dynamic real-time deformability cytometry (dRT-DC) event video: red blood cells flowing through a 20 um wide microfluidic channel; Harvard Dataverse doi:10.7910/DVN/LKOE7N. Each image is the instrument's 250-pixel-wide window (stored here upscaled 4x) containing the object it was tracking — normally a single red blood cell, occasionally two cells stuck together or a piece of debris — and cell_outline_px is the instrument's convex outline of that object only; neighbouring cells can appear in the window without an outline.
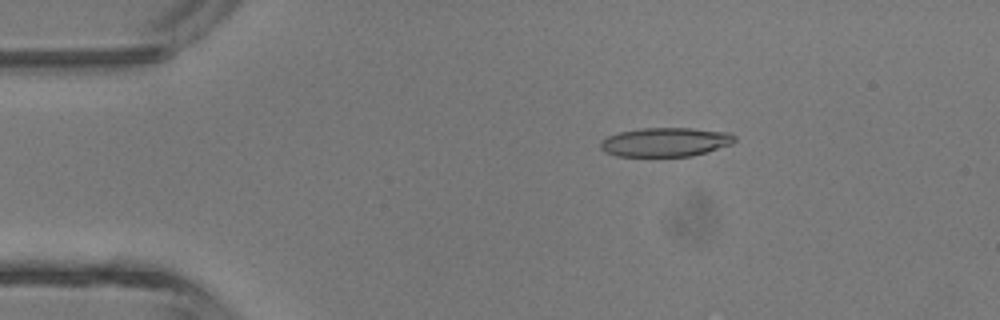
{"species": "common noctule bat (a hibernating species)", "species_latin": "Nyctalus noctula", "temperature_condition": "room temperature", "stored_images_in_passage": 3, "camera_frame_rate_fps": 3000, "um_per_image_px": 0.085, "animal": {"sex": "male", "body_mass_g": 13.3}, "frame": {"image": 1, "passage_image": 1, "time_ms": 0.0, "image_size_px": [1000, 320], "cell_outline_px": [[736, 140], [732, 144], [692, 156], [616, 156], [604, 152], [600, 148], [600, 140], [608, 136], [620, 132], [644, 128], [692, 128], [732, 132], [736, 136]], "centroid_in_image_um": [56.58, 12.07], "position_along_channel_um": 28.4, "area_um2": 22.83}}
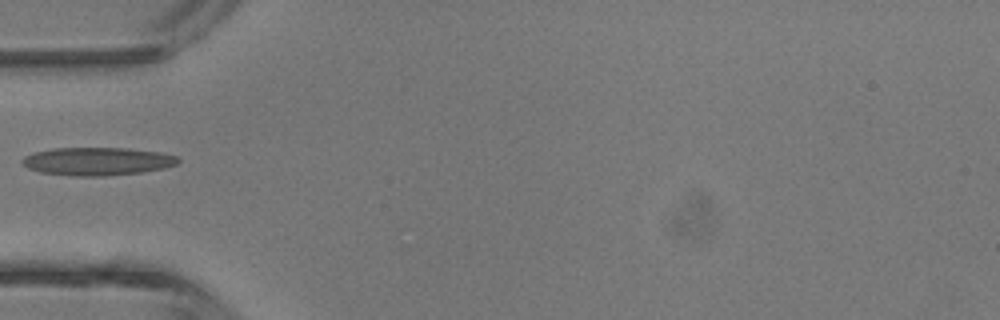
{"frame": {"image": 2, "passage_image": 3, "time_ms": 2.333, "image_size_px": [1000, 320], "cell_outline_px": [[180, 160], [176, 164], [164, 168], [140, 172], [104, 176], [72, 176], [40, 172], [28, 168], [20, 160], [24, 156], [36, 152], [52, 148], [128, 148], [160, 152], [176, 156]], "centroid_in_image_um": [8.26, 13.71], "position_along_channel_um": 76.7, "area_um2": 25.37}}